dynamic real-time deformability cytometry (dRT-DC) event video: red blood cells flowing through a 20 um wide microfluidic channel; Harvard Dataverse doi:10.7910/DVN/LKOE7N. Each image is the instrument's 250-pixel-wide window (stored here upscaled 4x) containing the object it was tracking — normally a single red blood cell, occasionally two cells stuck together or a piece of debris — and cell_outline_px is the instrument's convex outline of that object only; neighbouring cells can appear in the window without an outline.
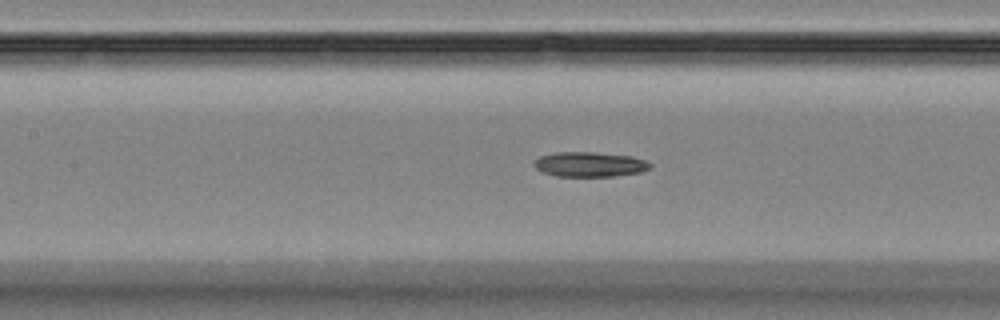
{"species": "Egyptian fruit bat (a non-hibernating species)", "species_latin": "Rousettus aegyptiacus", "temperature_condition": "room temperature", "stored_images_in_passage": 51, "camera_frame_rate_fps": 3000, "um_per_image_px": 0.085, "animal": {"sex": "female"}, "frame": {"image": 1, "passage_image": 24, "time_ms": 7.667, "image_size_px": [1000, 320], "cell_outline_px": [[652, 168], [640, 172], [616, 176], [556, 176], [544, 172], [536, 168], [532, 164], [540, 156], [556, 152], [592, 152], [632, 156], [644, 160], [652, 164]], "centroid_in_image_um": [50.14, 13.97], "position_along_channel_um": 157.3, "area_um2": 16.76}}
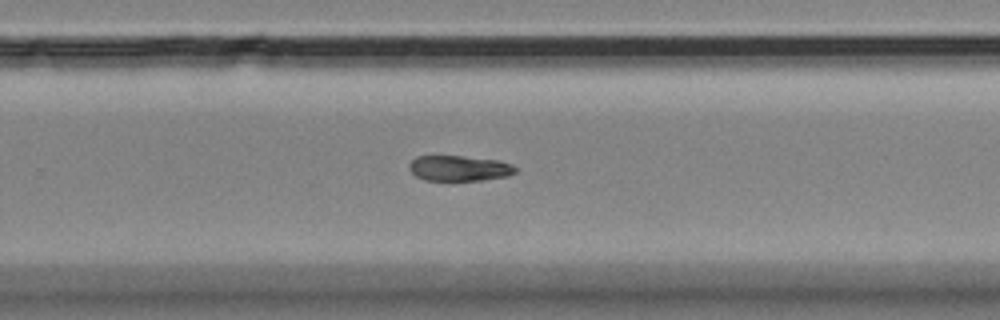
{"frame": {"image": 2, "passage_image": 35, "time_ms": 11.333, "image_size_px": [1000, 320], "cell_outline_px": [[516, 172], [508, 176], [484, 180], [424, 180], [416, 176], [408, 168], [408, 164], [416, 156], [460, 156], [500, 160], [512, 164], [516, 168]], "centroid_in_image_um": [39.04, 14.3], "position_along_channel_um": 290.8, "area_um2": 15.84}}
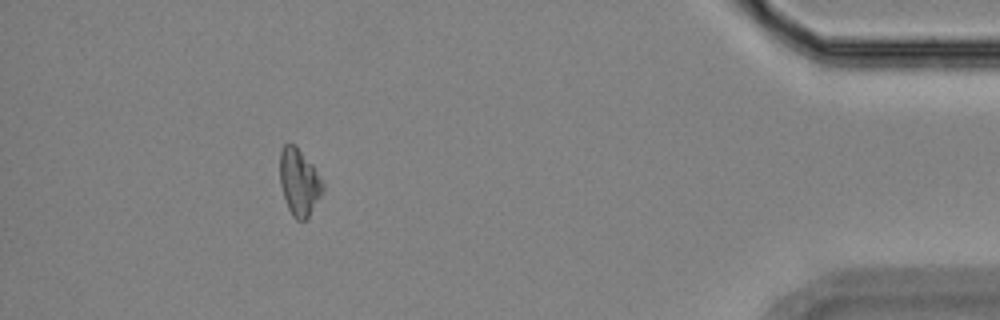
{"frame": {"image": 3, "passage_image": 49, "time_ms": 16.0, "image_size_px": [1000, 320], "cell_outline_px": [[324, 192], [308, 216], [304, 220], [296, 220], [292, 216], [288, 208], [280, 184], [280, 148], [284, 144], [296, 144], [312, 164], [324, 184]], "centroid_in_image_um": [25.43, 15.46], "position_along_channel_um": 409.8, "area_um2": 16.76}, "authors_computed_cell_mechanics": {"area_um2": 16.9932, "velocity_mm_per_s": 3.6576, "shape_relaxation_time_tau1_ms": 9.1787, "shape_relaxation_time_tau2_ms": null, "deformation_change_tau1": 0.1853, "deformation_change_tau2": null}}